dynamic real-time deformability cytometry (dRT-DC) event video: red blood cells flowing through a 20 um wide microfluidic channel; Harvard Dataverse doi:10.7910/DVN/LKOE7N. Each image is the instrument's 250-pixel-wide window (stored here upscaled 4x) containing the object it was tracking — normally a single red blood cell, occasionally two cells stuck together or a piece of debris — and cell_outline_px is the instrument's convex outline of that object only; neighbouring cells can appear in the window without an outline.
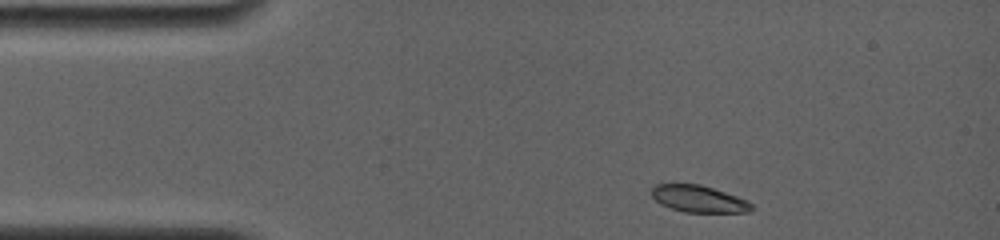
{"species": "common noctule bat (a hibernating species)", "species_latin": "Nyctalus noctula", "temperature_condition": "room temperature", "stored_images_in_passage": 50, "camera_frame_rate_fps": 4000, "um_per_image_px": 0.085, "animal": {"sex": "female", "body_mass_g": 19.0, "forearm_length_mm": 56.7}, "frame": {"image": 1, "passage_image": 1, "time_ms": 0.0, "image_size_px": [1000, 240], "cell_outline_px": [[752, 208], [748, 212], [684, 212], [660, 204], [652, 196], [652, 188], [656, 184], [700, 184], [748, 200], [752, 204]], "centroid_in_image_um": [59.38, 16.9], "position_along_channel_um": 25.6, "area_um2": 15.43}}
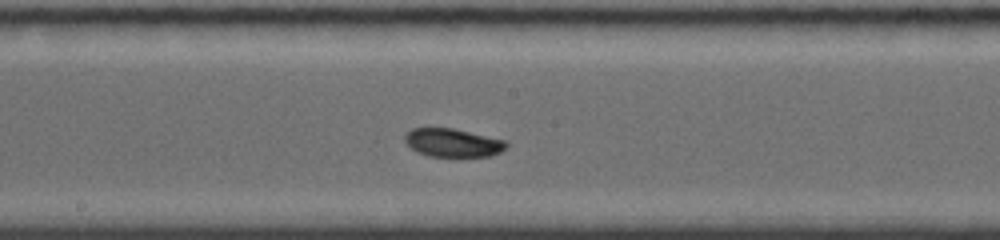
{"frame": {"image": 2, "passage_image": 21, "time_ms": 6.25, "image_size_px": [1000, 240], "cell_outline_px": [[508, 144], [500, 152], [492, 156], [460, 160], [428, 156], [416, 152], [404, 140], [404, 136], [412, 128], [452, 128], [508, 140]], "centroid_in_image_um": [38.54, 12.19], "position_along_channel_um": 209.7, "area_um2": 17.69}}
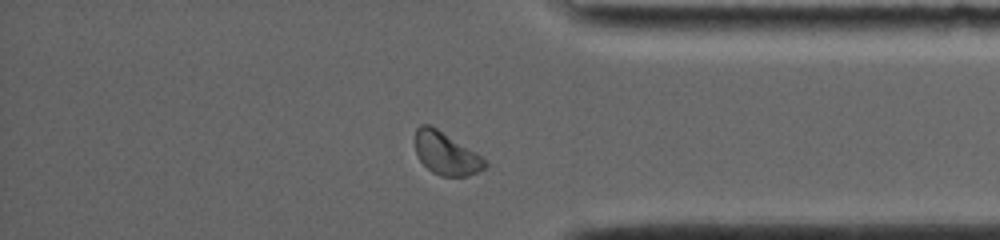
{"frame": {"image": 3, "passage_image": 43, "time_ms": 11.25, "image_size_px": [1000, 240], "cell_outline_px": [[488, 164], [484, 168], [468, 176], [440, 176], [432, 172], [420, 160], [416, 152], [416, 128], [420, 124], [428, 124], [436, 128], [476, 152], [488, 160]], "centroid_in_image_um": [37.93, 13.05], "position_along_channel_um": 397.3, "area_um2": 17.17}, "authors_computed_cell_mechanics": {"area_um2": 16.9354, "velocity_mm_per_s": 3.8182, "shape_relaxation_time_tau1_ms": 3.0591, "shape_relaxation_time_tau2_ms": null, "deformation_change_tau1": 0.1157, "deformation_change_tau2": null}}